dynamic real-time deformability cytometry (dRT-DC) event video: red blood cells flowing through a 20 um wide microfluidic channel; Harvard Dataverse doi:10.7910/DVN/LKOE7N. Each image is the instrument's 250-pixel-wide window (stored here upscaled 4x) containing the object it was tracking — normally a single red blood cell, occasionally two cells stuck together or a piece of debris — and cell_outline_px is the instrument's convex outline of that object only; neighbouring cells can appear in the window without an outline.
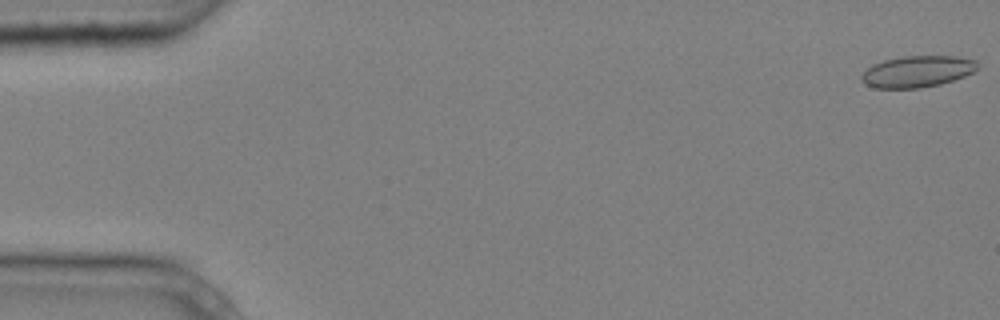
{"species": "common noctule bat (a hibernating species)", "species_latin": "Nyctalus noctula", "temperature_condition": "cold", "stored_images_in_passage": 5, "camera_frame_rate_fps": 3000, "um_per_image_px": 0.085, "animal": {"sex": "male", "body_mass_g": 20.4}, "frame": {"image": 1, "passage_image": 1, "time_ms": 0.0, "image_size_px": [1000, 320], "cell_outline_px": [[980, 68], [964, 76], [940, 84], [920, 88], [876, 88], [860, 80], [860, 76], [872, 64], [884, 60], [904, 56], [956, 56], [976, 60]], "centroid_in_image_um": [77.99, 6.07], "position_along_channel_um": 7.0, "area_um2": 21.21}}
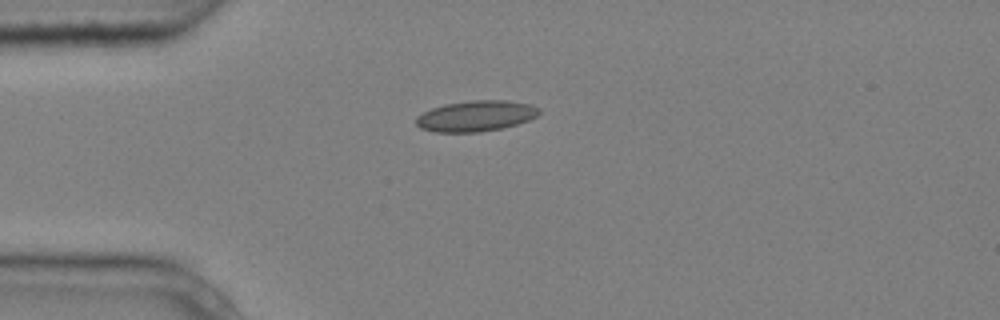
{"frame": {"image": 2, "passage_image": 4, "time_ms": 1.0, "image_size_px": [1000, 320], "cell_outline_px": [[540, 112], [536, 116], [528, 120], [516, 124], [500, 128], [480, 132], [436, 132], [420, 128], [416, 124], [416, 116], [432, 108], [444, 104], [472, 100], [508, 100], [532, 104], [540, 108]], "centroid_in_image_um": [40.45, 9.85], "position_along_channel_um": 44.5, "area_um2": 22.08}}